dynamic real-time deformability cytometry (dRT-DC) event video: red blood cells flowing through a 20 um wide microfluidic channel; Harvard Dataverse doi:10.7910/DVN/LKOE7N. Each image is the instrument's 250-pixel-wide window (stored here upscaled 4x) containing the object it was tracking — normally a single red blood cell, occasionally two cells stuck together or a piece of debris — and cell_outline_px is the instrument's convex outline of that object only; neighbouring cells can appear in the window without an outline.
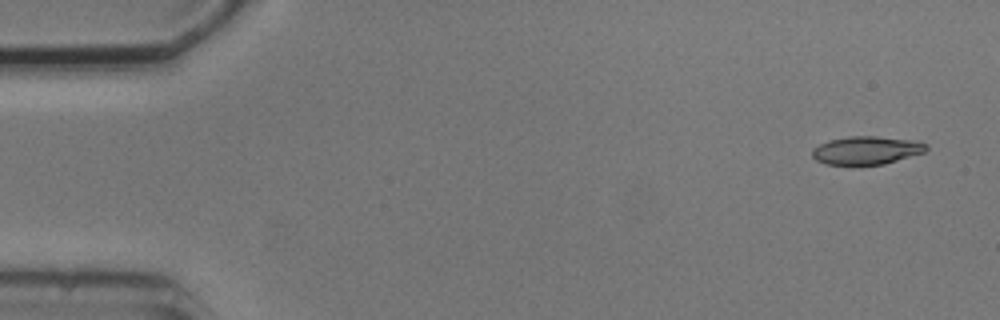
{"species": "common noctule bat (a hibernating species)", "species_latin": "Nyctalus noctula", "temperature_condition": "cold", "stored_images_in_passage": 4, "camera_frame_rate_fps": 3000, "um_per_image_px": 0.085, "animal": {"sex": "male", "body_mass_g": 20.5, "forearm_length_mm": 52.5}, "frame": {"image": 1, "passage_image": 1, "time_ms": 0.0, "image_size_px": [1000, 320], "cell_outline_px": [[928, 148], [924, 152], [884, 164], [824, 164], [816, 160], [812, 156], [812, 148], [828, 140], [848, 136], [876, 136], [920, 140], [928, 144]], "centroid_in_image_um": [73.67, 12.75], "position_along_channel_um": 11.3, "area_um2": 18.84}}
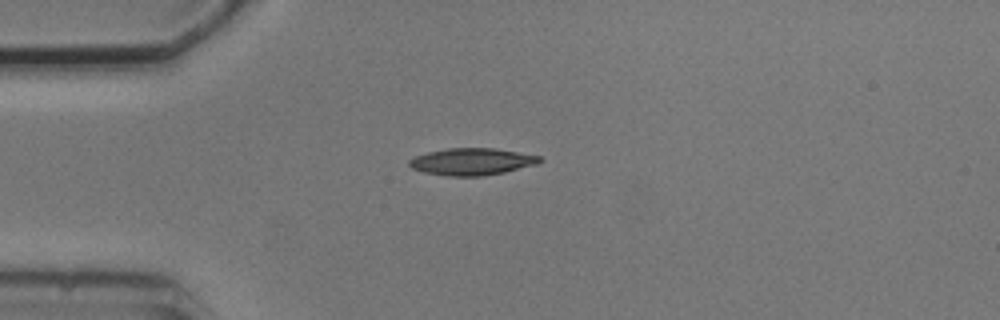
{"frame": {"image": 2, "passage_image": 4, "time_ms": 3.667, "image_size_px": [1000, 320], "cell_outline_px": [[544, 160], [536, 164], [504, 172], [484, 176], [448, 176], [424, 172], [412, 168], [408, 164], [408, 160], [416, 156], [428, 152], [448, 148], [496, 148], [540, 156]], "centroid_in_image_um": [40.11, 13.74], "position_along_channel_um": 44.9, "area_um2": 20.46}}